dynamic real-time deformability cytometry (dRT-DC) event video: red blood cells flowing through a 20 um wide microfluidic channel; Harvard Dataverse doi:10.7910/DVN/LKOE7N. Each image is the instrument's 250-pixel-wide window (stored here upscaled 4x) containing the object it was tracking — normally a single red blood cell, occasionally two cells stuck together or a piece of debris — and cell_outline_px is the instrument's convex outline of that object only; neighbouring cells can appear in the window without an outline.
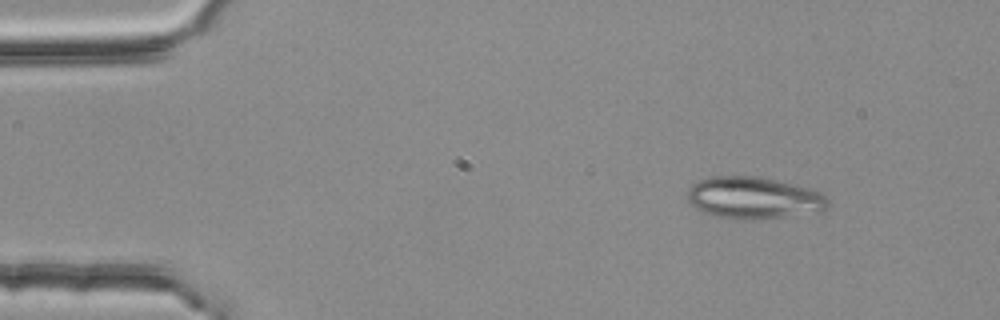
{"species": "common noctule bat (a hibernating species)", "species_latin": "Nyctalus noctula", "temperature_condition": "room temperature", "stored_images_in_passage": 3, "camera_frame_rate_fps": 3000, "um_per_image_px": 0.085, "animal": {"sex": "female", "body_mass_g": 25.1}, "frame": {"image": 1, "passage_image": 1, "time_ms": 0.0, "image_size_px": [1000, 320], "cell_outline_px": [[828, 208], [820, 212], [764, 220], [744, 220], [716, 216], [704, 212], [696, 208], [688, 200], [688, 188], [692, 184], [700, 180], [712, 176], [756, 176], [776, 180], [812, 188], [820, 192], [828, 200]], "centroid_in_image_um": [64.11, 16.83], "position_along_channel_um": 20.9, "area_um2": 34.74}}